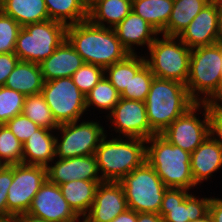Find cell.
I'll return each instance as SVG.
<instances>
[{
  "instance_id": "10",
  "label": "cell",
  "mask_w": 222,
  "mask_h": 222,
  "mask_svg": "<svg viewBox=\"0 0 222 222\" xmlns=\"http://www.w3.org/2000/svg\"><path fill=\"white\" fill-rule=\"evenodd\" d=\"M79 121L61 124V139L55 137V157L68 159L79 156L93 155L98 148L100 141L106 135L104 127L99 122Z\"/></svg>"
},
{
  "instance_id": "28",
  "label": "cell",
  "mask_w": 222,
  "mask_h": 222,
  "mask_svg": "<svg viewBox=\"0 0 222 222\" xmlns=\"http://www.w3.org/2000/svg\"><path fill=\"white\" fill-rule=\"evenodd\" d=\"M207 4L206 0H174L168 24L160 34L178 37Z\"/></svg>"
},
{
  "instance_id": "21",
  "label": "cell",
  "mask_w": 222,
  "mask_h": 222,
  "mask_svg": "<svg viewBox=\"0 0 222 222\" xmlns=\"http://www.w3.org/2000/svg\"><path fill=\"white\" fill-rule=\"evenodd\" d=\"M190 166L196 186L222 168V148L210 135L191 153Z\"/></svg>"
},
{
  "instance_id": "35",
  "label": "cell",
  "mask_w": 222,
  "mask_h": 222,
  "mask_svg": "<svg viewBox=\"0 0 222 222\" xmlns=\"http://www.w3.org/2000/svg\"><path fill=\"white\" fill-rule=\"evenodd\" d=\"M25 96L16 90L6 86H0V125L23 111Z\"/></svg>"
},
{
  "instance_id": "47",
  "label": "cell",
  "mask_w": 222,
  "mask_h": 222,
  "mask_svg": "<svg viewBox=\"0 0 222 222\" xmlns=\"http://www.w3.org/2000/svg\"><path fill=\"white\" fill-rule=\"evenodd\" d=\"M216 44L222 45V0H219V14H218Z\"/></svg>"
},
{
  "instance_id": "8",
  "label": "cell",
  "mask_w": 222,
  "mask_h": 222,
  "mask_svg": "<svg viewBox=\"0 0 222 222\" xmlns=\"http://www.w3.org/2000/svg\"><path fill=\"white\" fill-rule=\"evenodd\" d=\"M119 183L129 209L137 213H159L167 187L147 162L125 175Z\"/></svg>"
},
{
  "instance_id": "49",
  "label": "cell",
  "mask_w": 222,
  "mask_h": 222,
  "mask_svg": "<svg viewBox=\"0 0 222 222\" xmlns=\"http://www.w3.org/2000/svg\"><path fill=\"white\" fill-rule=\"evenodd\" d=\"M0 222H16L13 218H0Z\"/></svg>"
},
{
  "instance_id": "43",
  "label": "cell",
  "mask_w": 222,
  "mask_h": 222,
  "mask_svg": "<svg viewBox=\"0 0 222 222\" xmlns=\"http://www.w3.org/2000/svg\"><path fill=\"white\" fill-rule=\"evenodd\" d=\"M208 109L222 110V81L218 90L212 95V97L206 102Z\"/></svg>"
},
{
  "instance_id": "29",
  "label": "cell",
  "mask_w": 222,
  "mask_h": 222,
  "mask_svg": "<svg viewBox=\"0 0 222 222\" xmlns=\"http://www.w3.org/2000/svg\"><path fill=\"white\" fill-rule=\"evenodd\" d=\"M174 0H135L132 11L151 24L160 34L168 24Z\"/></svg>"
},
{
  "instance_id": "33",
  "label": "cell",
  "mask_w": 222,
  "mask_h": 222,
  "mask_svg": "<svg viewBox=\"0 0 222 222\" xmlns=\"http://www.w3.org/2000/svg\"><path fill=\"white\" fill-rule=\"evenodd\" d=\"M23 143L5 125H0V162L4 166L22 163Z\"/></svg>"
},
{
  "instance_id": "34",
  "label": "cell",
  "mask_w": 222,
  "mask_h": 222,
  "mask_svg": "<svg viewBox=\"0 0 222 222\" xmlns=\"http://www.w3.org/2000/svg\"><path fill=\"white\" fill-rule=\"evenodd\" d=\"M154 77V74L145 63L131 78L128 88H125L120 98L145 102Z\"/></svg>"
},
{
  "instance_id": "13",
  "label": "cell",
  "mask_w": 222,
  "mask_h": 222,
  "mask_svg": "<svg viewBox=\"0 0 222 222\" xmlns=\"http://www.w3.org/2000/svg\"><path fill=\"white\" fill-rule=\"evenodd\" d=\"M183 188H167L162 199L159 214L163 222H190L202 219L208 214L210 198L195 197Z\"/></svg>"
},
{
  "instance_id": "45",
  "label": "cell",
  "mask_w": 222,
  "mask_h": 222,
  "mask_svg": "<svg viewBox=\"0 0 222 222\" xmlns=\"http://www.w3.org/2000/svg\"><path fill=\"white\" fill-rule=\"evenodd\" d=\"M137 222H163L159 213H137Z\"/></svg>"
},
{
  "instance_id": "26",
  "label": "cell",
  "mask_w": 222,
  "mask_h": 222,
  "mask_svg": "<svg viewBox=\"0 0 222 222\" xmlns=\"http://www.w3.org/2000/svg\"><path fill=\"white\" fill-rule=\"evenodd\" d=\"M0 10L22 27L50 20L45 0H0Z\"/></svg>"
},
{
  "instance_id": "40",
  "label": "cell",
  "mask_w": 222,
  "mask_h": 222,
  "mask_svg": "<svg viewBox=\"0 0 222 222\" xmlns=\"http://www.w3.org/2000/svg\"><path fill=\"white\" fill-rule=\"evenodd\" d=\"M208 117L209 134L222 148V110L208 109Z\"/></svg>"
},
{
  "instance_id": "2",
  "label": "cell",
  "mask_w": 222,
  "mask_h": 222,
  "mask_svg": "<svg viewBox=\"0 0 222 222\" xmlns=\"http://www.w3.org/2000/svg\"><path fill=\"white\" fill-rule=\"evenodd\" d=\"M195 103L185 84L154 77L145 101L150 128L161 134Z\"/></svg>"
},
{
  "instance_id": "30",
  "label": "cell",
  "mask_w": 222,
  "mask_h": 222,
  "mask_svg": "<svg viewBox=\"0 0 222 222\" xmlns=\"http://www.w3.org/2000/svg\"><path fill=\"white\" fill-rule=\"evenodd\" d=\"M146 63L145 57L129 54L124 60L104 69V75L121 95L128 88L131 78Z\"/></svg>"
},
{
  "instance_id": "22",
  "label": "cell",
  "mask_w": 222,
  "mask_h": 222,
  "mask_svg": "<svg viewBox=\"0 0 222 222\" xmlns=\"http://www.w3.org/2000/svg\"><path fill=\"white\" fill-rule=\"evenodd\" d=\"M51 132L54 131L40 127L23 143V164L47 167L53 162L56 136Z\"/></svg>"
},
{
  "instance_id": "5",
  "label": "cell",
  "mask_w": 222,
  "mask_h": 222,
  "mask_svg": "<svg viewBox=\"0 0 222 222\" xmlns=\"http://www.w3.org/2000/svg\"><path fill=\"white\" fill-rule=\"evenodd\" d=\"M221 81L222 45L213 44L191 49L189 77L186 82L190 97L196 103H206L218 90Z\"/></svg>"
},
{
  "instance_id": "9",
  "label": "cell",
  "mask_w": 222,
  "mask_h": 222,
  "mask_svg": "<svg viewBox=\"0 0 222 222\" xmlns=\"http://www.w3.org/2000/svg\"><path fill=\"white\" fill-rule=\"evenodd\" d=\"M41 94L58 125L80 121L87 110L85 95L71 77L44 82Z\"/></svg>"
},
{
  "instance_id": "25",
  "label": "cell",
  "mask_w": 222,
  "mask_h": 222,
  "mask_svg": "<svg viewBox=\"0 0 222 222\" xmlns=\"http://www.w3.org/2000/svg\"><path fill=\"white\" fill-rule=\"evenodd\" d=\"M103 181H86L77 179L59 185L62 195L72 210L84 218L95 199L98 185Z\"/></svg>"
},
{
  "instance_id": "1",
  "label": "cell",
  "mask_w": 222,
  "mask_h": 222,
  "mask_svg": "<svg viewBox=\"0 0 222 222\" xmlns=\"http://www.w3.org/2000/svg\"><path fill=\"white\" fill-rule=\"evenodd\" d=\"M66 39L84 63L98 65L104 69L129 55L114 29L94 25L89 20L67 26Z\"/></svg>"
},
{
  "instance_id": "20",
  "label": "cell",
  "mask_w": 222,
  "mask_h": 222,
  "mask_svg": "<svg viewBox=\"0 0 222 222\" xmlns=\"http://www.w3.org/2000/svg\"><path fill=\"white\" fill-rule=\"evenodd\" d=\"M84 64L82 57L73 46L65 39L55 51L42 63L41 73L44 82L72 75Z\"/></svg>"
},
{
  "instance_id": "27",
  "label": "cell",
  "mask_w": 222,
  "mask_h": 222,
  "mask_svg": "<svg viewBox=\"0 0 222 222\" xmlns=\"http://www.w3.org/2000/svg\"><path fill=\"white\" fill-rule=\"evenodd\" d=\"M49 19L66 26L88 20L85 0H45Z\"/></svg>"
},
{
  "instance_id": "16",
  "label": "cell",
  "mask_w": 222,
  "mask_h": 222,
  "mask_svg": "<svg viewBox=\"0 0 222 222\" xmlns=\"http://www.w3.org/2000/svg\"><path fill=\"white\" fill-rule=\"evenodd\" d=\"M126 209L128 207L121 184L103 181L98 185L90 211L82 222H111Z\"/></svg>"
},
{
  "instance_id": "11",
  "label": "cell",
  "mask_w": 222,
  "mask_h": 222,
  "mask_svg": "<svg viewBox=\"0 0 222 222\" xmlns=\"http://www.w3.org/2000/svg\"><path fill=\"white\" fill-rule=\"evenodd\" d=\"M203 110V120L196 113ZM169 143L182 148L190 154L210 135L208 106L206 103H195L179 118L175 119L161 134Z\"/></svg>"
},
{
  "instance_id": "41",
  "label": "cell",
  "mask_w": 222,
  "mask_h": 222,
  "mask_svg": "<svg viewBox=\"0 0 222 222\" xmlns=\"http://www.w3.org/2000/svg\"><path fill=\"white\" fill-rule=\"evenodd\" d=\"M20 59L13 53L0 54V86H4Z\"/></svg>"
},
{
  "instance_id": "37",
  "label": "cell",
  "mask_w": 222,
  "mask_h": 222,
  "mask_svg": "<svg viewBox=\"0 0 222 222\" xmlns=\"http://www.w3.org/2000/svg\"><path fill=\"white\" fill-rule=\"evenodd\" d=\"M22 28L12 17L0 10V54L13 53L16 40Z\"/></svg>"
},
{
  "instance_id": "18",
  "label": "cell",
  "mask_w": 222,
  "mask_h": 222,
  "mask_svg": "<svg viewBox=\"0 0 222 222\" xmlns=\"http://www.w3.org/2000/svg\"><path fill=\"white\" fill-rule=\"evenodd\" d=\"M219 1L208 3L178 38L190 49L216 44Z\"/></svg>"
},
{
  "instance_id": "15",
  "label": "cell",
  "mask_w": 222,
  "mask_h": 222,
  "mask_svg": "<svg viewBox=\"0 0 222 222\" xmlns=\"http://www.w3.org/2000/svg\"><path fill=\"white\" fill-rule=\"evenodd\" d=\"M27 213L47 222H81L82 219L67 203L59 185L48 179L36 193Z\"/></svg>"
},
{
  "instance_id": "12",
  "label": "cell",
  "mask_w": 222,
  "mask_h": 222,
  "mask_svg": "<svg viewBox=\"0 0 222 222\" xmlns=\"http://www.w3.org/2000/svg\"><path fill=\"white\" fill-rule=\"evenodd\" d=\"M47 180V168L30 164L13 165V182L8 189L7 209L13 215L27 213L33 198Z\"/></svg>"
},
{
  "instance_id": "4",
  "label": "cell",
  "mask_w": 222,
  "mask_h": 222,
  "mask_svg": "<svg viewBox=\"0 0 222 222\" xmlns=\"http://www.w3.org/2000/svg\"><path fill=\"white\" fill-rule=\"evenodd\" d=\"M118 137L107 140L105 135L96 149L95 156L102 181L119 182L146 162V140Z\"/></svg>"
},
{
  "instance_id": "17",
  "label": "cell",
  "mask_w": 222,
  "mask_h": 222,
  "mask_svg": "<svg viewBox=\"0 0 222 222\" xmlns=\"http://www.w3.org/2000/svg\"><path fill=\"white\" fill-rule=\"evenodd\" d=\"M57 160L46 167L47 179L56 185L77 179L102 181L95 154Z\"/></svg>"
},
{
  "instance_id": "3",
  "label": "cell",
  "mask_w": 222,
  "mask_h": 222,
  "mask_svg": "<svg viewBox=\"0 0 222 222\" xmlns=\"http://www.w3.org/2000/svg\"><path fill=\"white\" fill-rule=\"evenodd\" d=\"M146 162L155 170L167 188L193 189L191 154L169 143L160 134L146 140Z\"/></svg>"
},
{
  "instance_id": "32",
  "label": "cell",
  "mask_w": 222,
  "mask_h": 222,
  "mask_svg": "<svg viewBox=\"0 0 222 222\" xmlns=\"http://www.w3.org/2000/svg\"><path fill=\"white\" fill-rule=\"evenodd\" d=\"M85 98L87 109L92 105L110 113L119 102L120 94L104 75Z\"/></svg>"
},
{
  "instance_id": "31",
  "label": "cell",
  "mask_w": 222,
  "mask_h": 222,
  "mask_svg": "<svg viewBox=\"0 0 222 222\" xmlns=\"http://www.w3.org/2000/svg\"><path fill=\"white\" fill-rule=\"evenodd\" d=\"M22 113L39 127L49 130L59 127L41 93L25 97Z\"/></svg>"
},
{
  "instance_id": "14",
  "label": "cell",
  "mask_w": 222,
  "mask_h": 222,
  "mask_svg": "<svg viewBox=\"0 0 222 222\" xmlns=\"http://www.w3.org/2000/svg\"><path fill=\"white\" fill-rule=\"evenodd\" d=\"M115 132L123 137L149 139L156 133L150 128L146 104L143 101L120 98L114 109L106 116ZM112 120V121H111Z\"/></svg>"
},
{
  "instance_id": "42",
  "label": "cell",
  "mask_w": 222,
  "mask_h": 222,
  "mask_svg": "<svg viewBox=\"0 0 222 222\" xmlns=\"http://www.w3.org/2000/svg\"><path fill=\"white\" fill-rule=\"evenodd\" d=\"M208 213L213 222H222V199L211 197Z\"/></svg>"
},
{
  "instance_id": "6",
  "label": "cell",
  "mask_w": 222,
  "mask_h": 222,
  "mask_svg": "<svg viewBox=\"0 0 222 222\" xmlns=\"http://www.w3.org/2000/svg\"><path fill=\"white\" fill-rule=\"evenodd\" d=\"M149 46L146 64L156 78L175 80L186 85L191 49L176 36L162 35Z\"/></svg>"
},
{
  "instance_id": "52",
  "label": "cell",
  "mask_w": 222,
  "mask_h": 222,
  "mask_svg": "<svg viewBox=\"0 0 222 222\" xmlns=\"http://www.w3.org/2000/svg\"><path fill=\"white\" fill-rule=\"evenodd\" d=\"M4 165L0 162V170H1V168L3 167Z\"/></svg>"
},
{
  "instance_id": "46",
  "label": "cell",
  "mask_w": 222,
  "mask_h": 222,
  "mask_svg": "<svg viewBox=\"0 0 222 222\" xmlns=\"http://www.w3.org/2000/svg\"><path fill=\"white\" fill-rule=\"evenodd\" d=\"M16 222H47L42 218L33 216L29 213H22L12 217Z\"/></svg>"
},
{
  "instance_id": "44",
  "label": "cell",
  "mask_w": 222,
  "mask_h": 222,
  "mask_svg": "<svg viewBox=\"0 0 222 222\" xmlns=\"http://www.w3.org/2000/svg\"><path fill=\"white\" fill-rule=\"evenodd\" d=\"M111 222H137V212L128 208L124 212L120 213Z\"/></svg>"
},
{
  "instance_id": "50",
  "label": "cell",
  "mask_w": 222,
  "mask_h": 222,
  "mask_svg": "<svg viewBox=\"0 0 222 222\" xmlns=\"http://www.w3.org/2000/svg\"><path fill=\"white\" fill-rule=\"evenodd\" d=\"M208 3H214V2H217L219 0H206Z\"/></svg>"
},
{
  "instance_id": "36",
  "label": "cell",
  "mask_w": 222,
  "mask_h": 222,
  "mask_svg": "<svg viewBox=\"0 0 222 222\" xmlns=\"http://www.w3.org/2000/svg\"><path fill=\"white\" fill-rule=\"evenodd\" d=\"M104 76V68L84 63L73 75L72 80L77 88L86 96Z\"/></svg>"
},
{
  "instance_id": "24",
  "label": "cell",
  "mask_w": 222,
  "mask_h": 222,
  "mask_svg": "<svg viewBox=\"0 0 222 222\" xmlns=\"http://www.w3.org/2000/svg\"><path fill=\"white\" fill-rule=\"evenodd\" d=\"M44 85L39 64L19 61L8 76L4 86L16 90L25 97L40 94Z\"/></svg>"
},
{
  "instance_id": "38",
  "label": "cell",
  "mask_w": 222,
  "mask_h": 222,
  "mask_svg": "<svg viewBox=\"0 0 222 222\" xmlns=\"http://www.w3.org/2000/svg\"><path fill=\"white\" fill-rule=\"evenodd\" d=\"M17 139L24 143L40 127L32 120L27 118L23 113L16 115L5 124Z\"/></svg>"
},
{
  "instance_id": "51",
  "label": "cell",
  "mask_w": 222,
  "mask_h": 222,
  "mask_svg": "<svg viewBox=\"0 0 222 222\" xmlns=\"http://www.w3.org/2000/svg\"><path fill=\"white\" fill-rule=\"evenodd\" d=\"M87 4H89L92 0H85Z\"/></svg>"
},
{
  "instance_id": "19",
  "label": "cell",
  "mask_w": 222,
  "mask_h": 222,
  "mask_svg": "<svg viewBox=\"0 0 222 222\" xmlns=\"http://www.w3.org/2000/svg\"><path fill=\"white\" fill-rule=\"evenodd\" d=\"M117 38L129 54H135L133 45L148 48L159 33L141 16L131 11L116 27L113 28Z\"/></svg>"
},
{
  "instance_id": "39",
  "label": "cell",
  "mask_w": 222,
  "mask_h": 222,
  "mask_svg": "<svg viewBox=\"0 0 222 222\" xmlns=\"http://www.w3.org/2000/svg\"><path fill=\"white\" fill-rule=\"evenodd\" d=\"M13 182V165L3 166L0 170V218H12L7 209V193Z\"/></svg>"
},
{
  "instance_id": "23",
  "label": "cell",
  "mask_w": 222,
  "mask_h": 222,
  "mask_svg": "<svg viewBox=\"0 0 222 222\" xmlns=\"http://www.w3.org/2000/svg\"><path fill=\"white\" fill-rule=\"evenodd\" d=\"M131 11V0H92L88 4V20L94 25L113 29Z\"/></svg>"
},
{
  "instance_id": "7",
  "label": "cell",
  "mask_w": 222,
  "mask_h": 222,
  "mask_svg": "<svg viewBox=\"0 0 222 222\" xmlns=\"http://www.w3.org/2000/svg\"><path fill=\"white\" fill-rule=\"evenodd\" d=\"M66 29L53 20L25 25L18 33L14 53L20 61L40 64L66 39Z\"/></svg>"
},
{
  "instance_id": "48",
  "label": "cell",
  "mask_w": 222,
  "mask_h": 222,
  "mask_svg": "<svg viewBox=\"0 0 222 222\" xmlns=\"http://www.w3.org/2000/svg\"><path fill=\"white\" fill-rule=\"evenodd\" d=\"M190 222H213L211 216L209 215V213L207 215H205L202 219L199 220H193Z\"/></svg>"
}]
</instances>
